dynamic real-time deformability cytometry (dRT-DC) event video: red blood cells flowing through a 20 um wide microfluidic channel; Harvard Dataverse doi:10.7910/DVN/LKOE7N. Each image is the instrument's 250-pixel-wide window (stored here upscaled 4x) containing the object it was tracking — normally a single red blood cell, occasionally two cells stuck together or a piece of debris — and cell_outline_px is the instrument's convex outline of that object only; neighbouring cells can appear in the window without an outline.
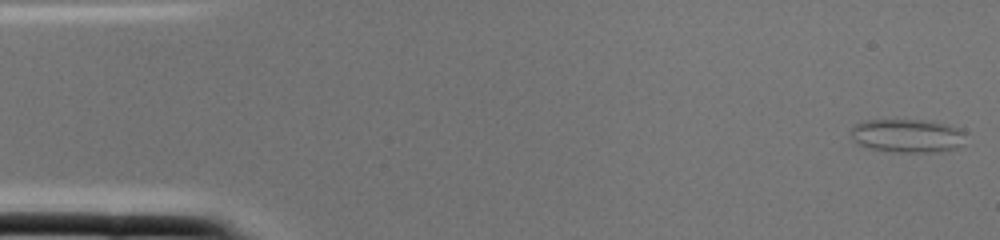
{"species": "common noctule bat (a hibernating species)", "species_latin": "Nyctalus noctula", "temperature_condition": "cold", "stored_images_in_passage": 3, "segment_of_instrument_passage": [1, 2], "camera_frame_rate_fps": 3000, "um_per_image_px": 0.085, "animal": {"sex": "female", "body_mass_g": 22.0, "forearm_length_mm": 56.7}, "frame": {"image": 1, "passage_image": 1, "time_ms": 0.0, "image_size_px": [1000, 240], "cell_outline_px": [[964, 144], [956, 148], [936, 152], [896, 152], [872, 148], [860, 144], [852, 136], [852, 124], [864, 120], [924, 120], [948, 124], [964, 132]], "centroid_in_image_um": [77.14, 11.53], "position_along_channel_um": 7.9, "area_um2": 22.25}}
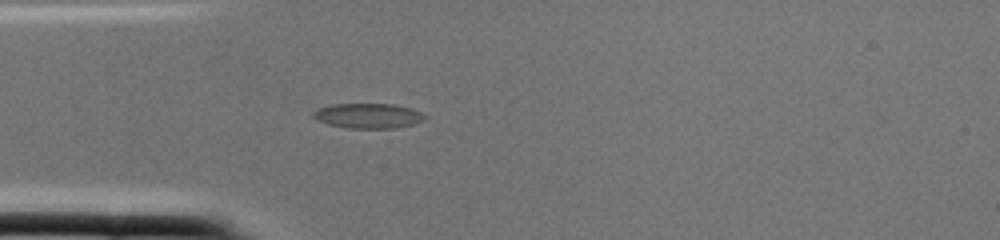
{"frame": {"image": 2, "passage_image": 2, "time_ms": 0.333, "image_size_px": [1000, 240], "cell_outline_px": [[428, 120], [396, 128], [348, 128], [328, 124], [316, 120], [312, 116], [312, 112], [320, 108], [332, 104], [392, 104], [412, 108], [428, 116]], "centroid_in_image_um": [31.33, 9.84], "position_along_channel_um": 53.7, "area_um2": 16.36}}